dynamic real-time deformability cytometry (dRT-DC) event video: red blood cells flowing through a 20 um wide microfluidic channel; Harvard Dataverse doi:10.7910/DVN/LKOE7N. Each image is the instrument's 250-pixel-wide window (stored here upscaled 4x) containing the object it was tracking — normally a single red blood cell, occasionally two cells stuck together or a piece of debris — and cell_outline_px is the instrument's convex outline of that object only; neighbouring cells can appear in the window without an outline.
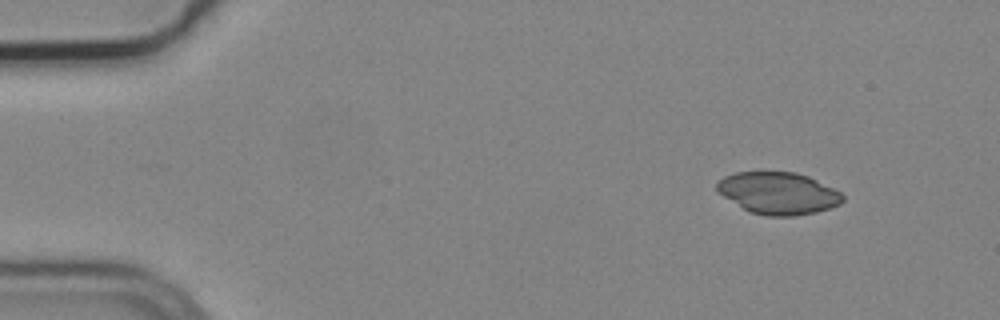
{"species": "common noctule bat (a hibernating species)", "species_latin": "Nyctalus noctula", "temperature_condition": "cold", "stored_images_in_passage": 5, "camera_frame_rate_fps": 3000, "um_per_image_px": 0.085, "animal": {"sex": "male", "body_mass_g": 19.2, "forearm_length_mm": 51.8}, "frame": {"image": 1, "passage_image": 1, "time_ms": 0.0, "image_size_px": [1000, 320], "cell_outline_px": [[844, 200], [840, 204], [816, 212], [792, 216], [764, 216], [748, 212], [716, 192], [716, 184], [724, 176], [736, 172], [796, 172], [808, 176], [840, 192], [844, 196]], "centroid_in_image_um": [66.11, 16.43], "position_along_channel_um": 18.9, "area_um2": 30.87}}